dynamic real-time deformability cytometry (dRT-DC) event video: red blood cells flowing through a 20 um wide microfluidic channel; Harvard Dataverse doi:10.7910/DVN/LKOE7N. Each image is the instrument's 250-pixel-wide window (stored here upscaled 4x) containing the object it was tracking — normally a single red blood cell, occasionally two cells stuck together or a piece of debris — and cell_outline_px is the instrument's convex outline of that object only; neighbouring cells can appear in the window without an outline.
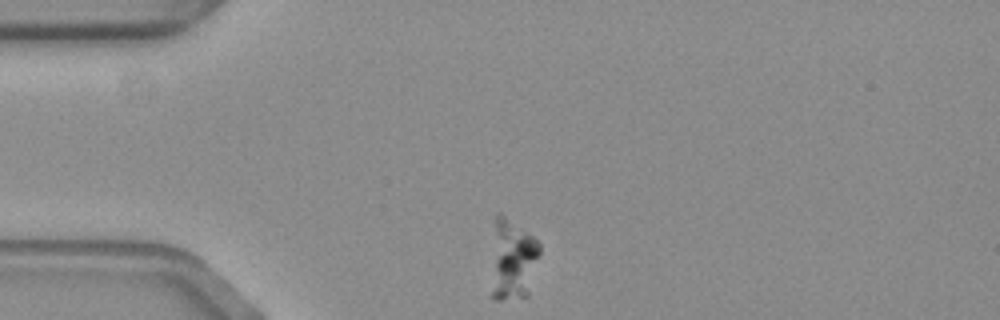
{"species": "common noctule bat (a hibernating species)", "species_latin": "Nyctalus noctula", "temperature_condition": "warm", "stored_images_in_passage": 48, "camera_frame_rate_fps": 3000, "um_per_image_px": 0.085, "animal": {"sex": "female", "body_mass_g": 19.3, "forearm_length_mm": 54.1}, "frame": {"image": 1, "passage_image": 1, "time_ms": 0.0, "image_size_px": [1000, 320], "cell_outline_px": [[540, 252], [528, 296], [500, 300], [496, 300], [492, 296], [492, 292], [496, 212], [500, 212], [532, 236], [540, 244]], "centroid_in_image_um": [43.61, 22.09], "position_along_channel_um": 41.4, "area_um2": 22.25}}
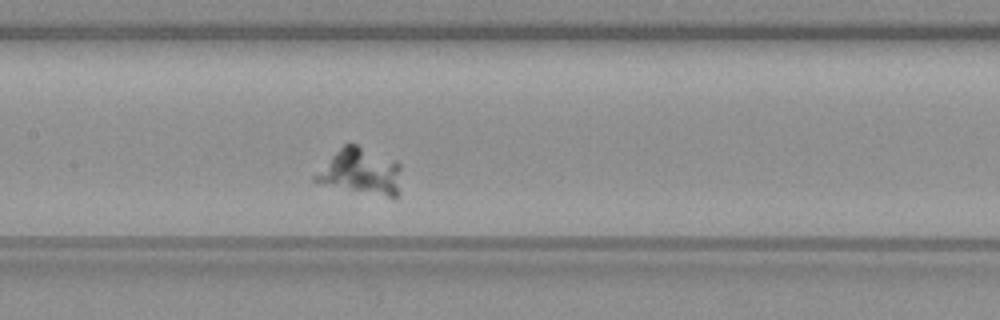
{"frame": {"image": 2, "passage_image": 16, "time_ms": 5.0, "image_size_px": [1000, 320], "cell_outline_px": [[400, 192], [396, 200], [392, 200], [312, 180], [312, 176], [344, 144], [356, 144], [396, 160], [400, 164]], "centroid_in_image_um": [30.76, 14.62], "position_along_channel_um": 176.6, "area_um2": 23.18}}
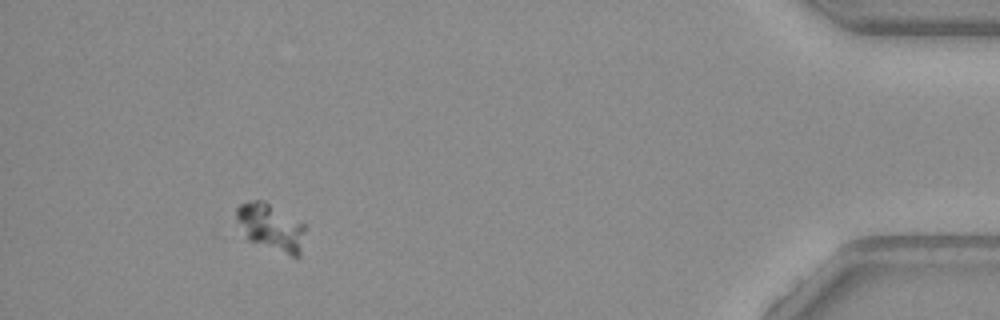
{"frame": {"image": 3, "passage_image": 43, "time_ms": 14.0, "image_size_px": [1000, 320], "cell_outline_px": [[304, 232], [300, 256], [296, 260], [244, 240], [236, 220], [236, 208], [240, 204], [248, 200], [264, 200], [304, 224]], "centroid_in_image_um": [22.97, 19.38], "position_along_channel_um": 412.2, "area_um2": 19.71}}